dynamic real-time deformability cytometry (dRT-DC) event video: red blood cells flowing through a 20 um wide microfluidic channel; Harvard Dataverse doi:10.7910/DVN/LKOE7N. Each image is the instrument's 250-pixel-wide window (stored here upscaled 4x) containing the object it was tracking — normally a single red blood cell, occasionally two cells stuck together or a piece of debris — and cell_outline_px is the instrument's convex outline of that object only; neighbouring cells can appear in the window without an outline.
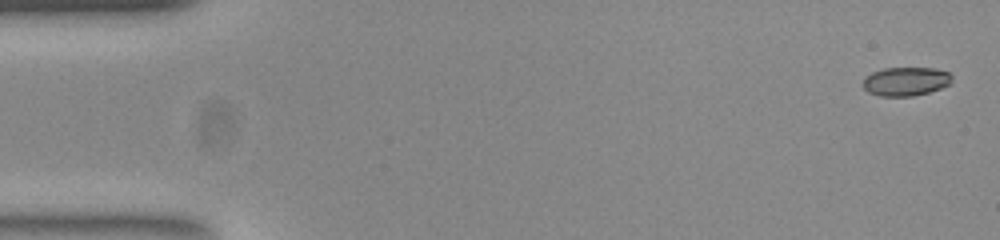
{"species": "common noctule bat (a hibernating species)", "species_latin": "Nyctalus noctula", "temperature_condition": "room temperature", "stored_images_in_passage": 53, "segment_of_instrument_passage": [1, 2], "camera_frame_rate_fps": 3000, "um_per_image_px": 0.085, "animal": {"sex": "female", "body_mass_g": 23.0, "forearm_length_mm": 53.4}, "frame": {"image": 1, "passage_image": 1, "time_ms": 0.0, "image_size_px": [1000, 240], "cell_outline_px": [[952, 76], [948, 84], [940, 88], [928, 92], [912, 96], [880, 96], [868, 92], [864, 88], [864, 80], [872, 72], [884, 68], [932, 68], [948, 72]], "centroid_in_image_um": [76.98, 6.92], "position_along_channel_um": 8.0, "area_um2": 14.62}}
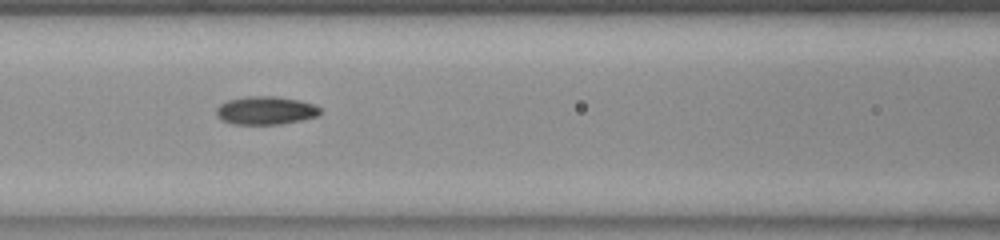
{"frame": {"image": 2, "passage_image": 22, "time_ms": 7.0, "image_size_px": [1000, 240], "cell_outline_px": [[320, 112], [316, 116], [300, 120], [276, 124], [232, 124], [224, 120], [216, 112], [216, 108], [220, 104], [228, 100], [244, 96], [276, 96], [296, 100], [312, 104], [320, 108]], "centroid_in_image_um": [22.55, 9.38], "position_along_channel_um": 144.1, "area_um2": 16.7}}
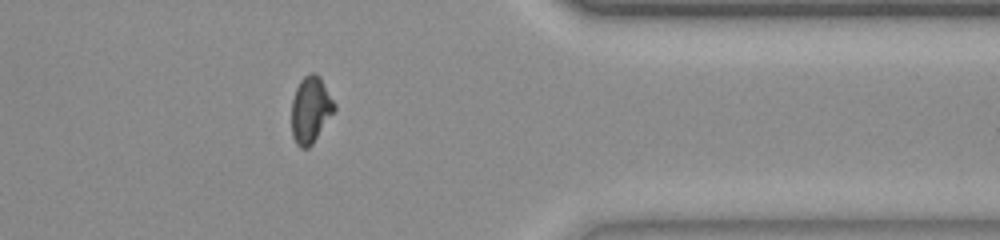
{"frame": {"image": 3, "passage_image": 42, "time_ms": 13.667, "image_size_px": [1000, 240], "cell_outline_px": [[336, 108], [312, 144], [308, 148], [300, 148], [296, 144], [292, 136], [292, 100], [296, 88], [300, 80], [304, 76], [312, 72], [316, 72], [320, 76], [336, 104]], "centroid_in_image_um": [26.4, 9.31], "position_along_channel_um": 385.0, "area_um2": 16.59}}